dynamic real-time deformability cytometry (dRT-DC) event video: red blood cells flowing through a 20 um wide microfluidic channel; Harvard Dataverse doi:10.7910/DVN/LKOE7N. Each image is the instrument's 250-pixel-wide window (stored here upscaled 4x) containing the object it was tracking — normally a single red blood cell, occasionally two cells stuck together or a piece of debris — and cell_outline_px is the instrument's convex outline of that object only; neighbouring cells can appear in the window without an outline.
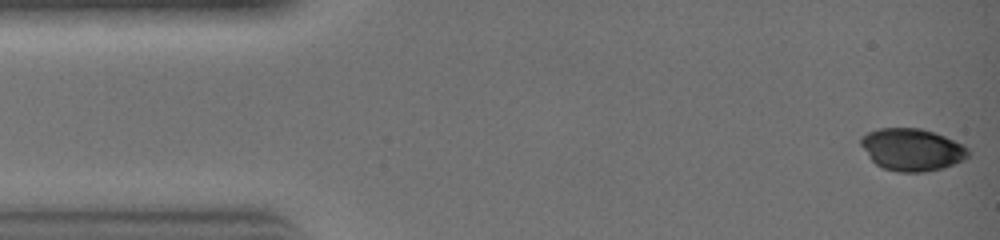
{"species": "common noctule bat (a hibernating species)", "species_latin": "Nyctalus noctula", "temperature_condition": "warm", "stored_images_in_passage": 20, "camera_frame_rate_fps": 3000, "um_per_image_px": 0.085, "animal": {"sex": "female", "body_mass_g": 19.0, "forearm_length_mm": 51.5}, "frame": {"image": 1, "passage_image": 1, "time_ms": 0.0, "image_size_px": [1000, 240], "cell_outline_px": [[968, 156], [964, 160], [944, 168], [924, 172], [900, 172], [884, 168], [876, 164], [868, 156], [860, 144], [860, 136], [868, 132], [880, 128], [920, 128], [944, 136], [964, 144], [968, 148]], "centroid_in_image_um": [77.52, 12.72], "position_along_channel_um": 7.5, "area_um2": 26.47}}
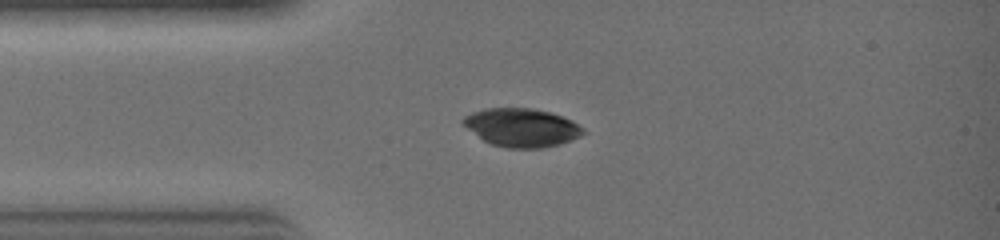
{"frame": {"image": 2, "passage_image": 7, "time_ms": 2.0, "image_size_px": [1000, 240], "cell_outline_px": [[588, 132], [580, 136], [560, 144], [544, 148], [504, 148], [492, 144], [484, 140], [468, 128], [460, 120], [464, 116], [472, 112], [484, 108], [532, 108], [548, 112], [572, 120], [584, 128]], "centroid_in_image_um": [44.36, 10.84], "position_along_channel_um": 40.6, "area_um2": 26.82}}
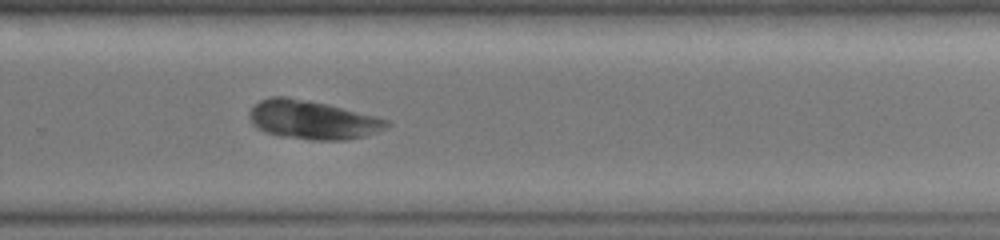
{"frame": {"image": 3, "passage_image": 20, "time_ms": 6.333, "image_size_px": [1000, 240], "cell_outline_px": [[392, 124], [376, 132], [364, 136], [348, 140], [312, 140], [280, 136], [264, 132], [252, 124], [252, 108], [260, 100], [272, 96], [288, 96], [328, 104], [376, 116], [388, 120]], "centroid_in_image_um": [26.59, 10.19], "position_along_channel_um": 303.2, "area_um2": 30.87}}